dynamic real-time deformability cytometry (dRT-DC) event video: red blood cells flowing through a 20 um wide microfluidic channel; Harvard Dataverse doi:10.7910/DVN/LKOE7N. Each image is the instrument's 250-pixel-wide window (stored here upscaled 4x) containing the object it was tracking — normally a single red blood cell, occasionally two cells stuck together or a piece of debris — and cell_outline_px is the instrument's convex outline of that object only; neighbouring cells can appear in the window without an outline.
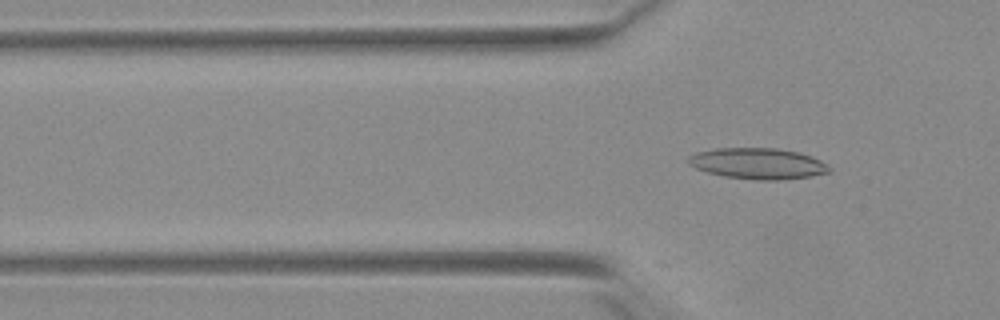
{"species": "Egyptian fruit bat (a non-hibernating species)", "species_latin": "Rousettus aegyptiacus", "temperature_condition": "warm", "stored_images_in_passage": 15, "camera_frame_rate_fps": 3000, "um_per_image_px": 0.085, "animal": {"sex": "female"}, "frame": {"image": 1, "passage_image": 15, "time_ms": 4.667, "image_size_px": [1000, 320], "cell_outline_px": [[832, 168], [828, 172], [812, 176], [780, 180], [756, 180], [724, 176], [708, 172], [696, 168], [688, 164], [688, 156], [696, 152], [716, 148], [776, 148], [800, 152], [812, 156], [820, 160]], "centroid_in_image_um": [64.42, 13.89], "position_along_channel_um": 61.4, "area_um2": 25.55}}